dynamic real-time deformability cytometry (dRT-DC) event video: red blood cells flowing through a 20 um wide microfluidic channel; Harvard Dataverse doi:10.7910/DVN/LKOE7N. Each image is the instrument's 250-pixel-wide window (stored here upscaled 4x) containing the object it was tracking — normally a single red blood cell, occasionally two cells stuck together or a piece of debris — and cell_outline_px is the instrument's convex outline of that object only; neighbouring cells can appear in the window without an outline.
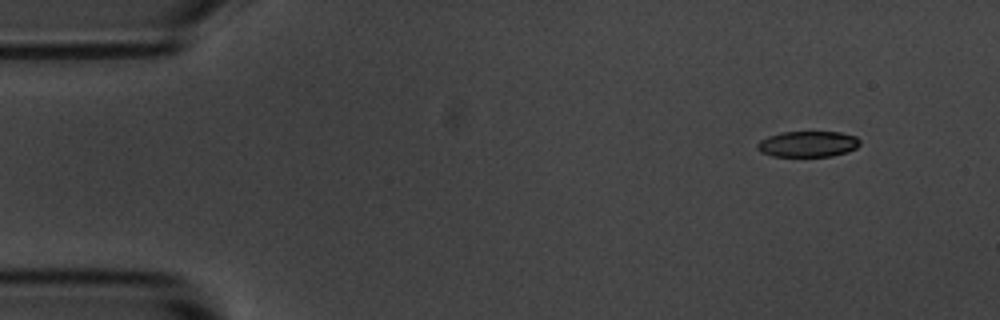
{"species": "common noctule bat (a hibernating species)", "species_latin": "Nyctalus noctula", "temperature_condition": "room temperature", "stored_images_in_passage": 3, "camera_frame_rate_fps": 3000, "um_per_image_px": 0.085, "animal": {"sex": "male", "body_mass_g": 20.1, "forearm_length_mm": 53.5}, "frame": {"image": 1, "passage_image": 1, "time_ms": 0.0, "image_size_px": [1000, 320], "cell_outline_px": [[860, 144], [856, 148], [848, 152], [832, 156], [772, 156], [760, 152], [756, 148], [756, 144], [760, 140], [768, 136], [784, 132], [840, 132], [856, 136], [860, 140]], "centroid_in_image_um": [68.67, 12.24], "position_along_channel_um": 16.3, "area_um2": 15.55}}